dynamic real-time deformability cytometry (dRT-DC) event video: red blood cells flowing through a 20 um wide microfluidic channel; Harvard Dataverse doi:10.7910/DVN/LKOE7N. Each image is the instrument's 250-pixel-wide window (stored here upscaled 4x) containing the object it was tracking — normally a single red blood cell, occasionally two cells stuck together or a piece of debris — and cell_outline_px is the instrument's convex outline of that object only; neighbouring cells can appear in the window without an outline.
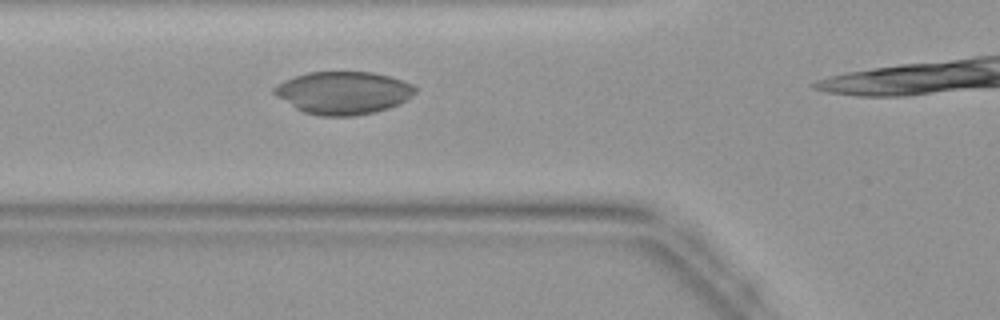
{"species": "common noctule bat (a hibernating species)", "species_latin": "Nyctalus noctula", "temperature_condition": "warm", "stored_images_in_passage": 17, "camera_frame_rate_fps": 3000, "um_per_image_px": 0.085, "animal": {"sex": "female", "body_mass_g": 19.9}, "frame": {"image": 1, "passage_image": 3, "time_ms": 0.667, "image_size_px": [1000, 320], "cell_outline_px": [[416, 92], [412, 96], [400, 104], [376, 112], [352, 116], [320, 116], [304, 112], [296, 108], [276, 96], [272, 92], [272, 88], [284, 80], [308, 72], [372, 72], [404, 80], [412, 84], [416, 88]], "centroid_in_image_um": [29.19, 7.89], "position_along_channel_um": 96.6, "area_um2": 35.14}}